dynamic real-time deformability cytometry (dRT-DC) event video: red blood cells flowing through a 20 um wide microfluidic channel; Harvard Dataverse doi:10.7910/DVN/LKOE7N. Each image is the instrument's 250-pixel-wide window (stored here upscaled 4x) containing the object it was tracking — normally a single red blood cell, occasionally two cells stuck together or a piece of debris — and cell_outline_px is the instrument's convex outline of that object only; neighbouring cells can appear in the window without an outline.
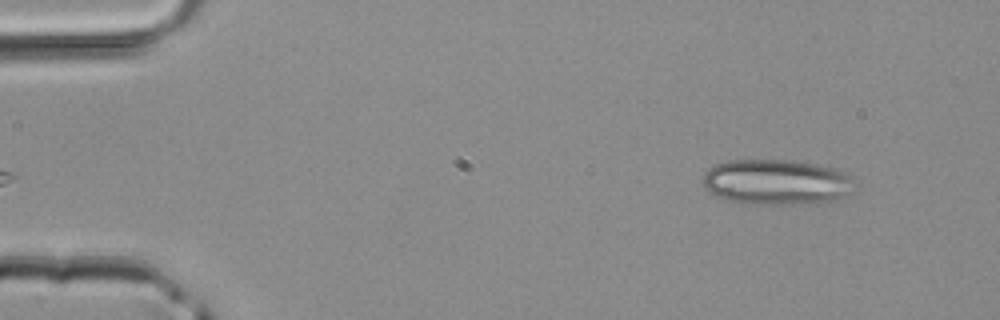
{"species": "common noctule bat (a hibernating species)", "species_latin": "Nyctalus noctula", "temperature_condition": "room temperature", "stored_images_in_passage": 4, "camera_frame_rate_fps": 3000, "um_per_image_px": 0.085, "animal": {"sex": "male", "body_mass_g": 20.4}, "frame": {"image": 1, "passage_image": 4, "time_ms": 1.0, "image_size_px": [1000, 320], "cell_outline_px": [[852, 192], [836, 200], [792, 204], [756, 204], [724, 200], [716, 196], [704, 188], [704, 172], [708, 168], [716, 164], [728, 160], [784, 160], [816, 164], [832, 168], [844, 172], [848, 176]], "centroid_in_image_um": [65.92, 15.48], "position_along_channel_um": 19.1, "area_um2": 39.71}}